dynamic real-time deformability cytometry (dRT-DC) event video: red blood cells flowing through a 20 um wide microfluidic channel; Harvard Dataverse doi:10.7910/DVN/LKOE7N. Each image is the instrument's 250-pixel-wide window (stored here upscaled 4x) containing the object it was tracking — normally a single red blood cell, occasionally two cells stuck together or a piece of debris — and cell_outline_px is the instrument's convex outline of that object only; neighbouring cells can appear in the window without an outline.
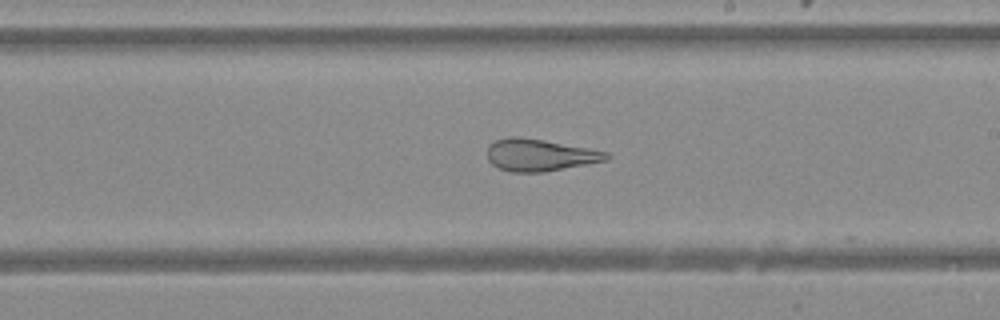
{"species": "Egyptian fruit bat (a non-hibernating species)", "species_latin": "Rousettus aegyptiacus", "temperature_condition": "warm", "stored_images_in_passage": 48, "camera_frame_rate_fps": 3000, "um_per_image_px": 0.085, "animal": {"sex": "female"}, "frame": {"image": 1, "passage_image": 28, "time_ms": 9.0, "image_size_px": [1000, 320], "cell_outline_px": [[612, 156], [608, 160], [544, 172], [508, 172], [492, 164], [488, 160], [488, 144], [496, 140], [508, 136], [520, 136], [544, 140], [588, 148], [608, 152]], "centroid_in_image_um": [45.88, 13.17], "position_along_channel_um": 243.1, "area_um2": 22.37}}
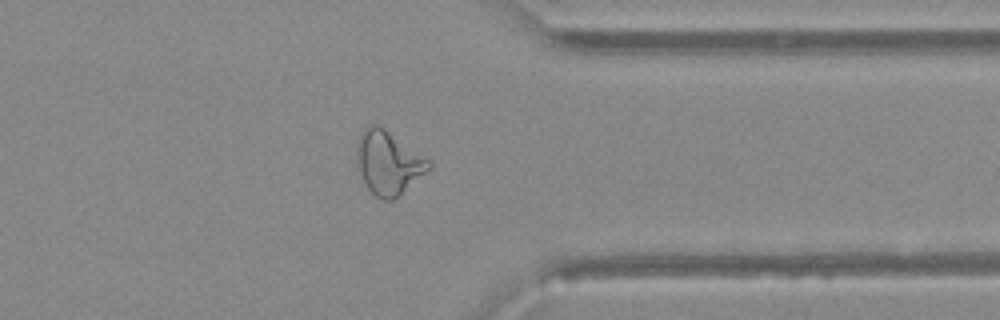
{"frame": {"image": 2, "passage_image": 38, "time_ms": 12.333, "image_size_px": [1000, 320], "cell_outline_px": [[432, 168], [392, 200], [384, 200], [376, 196], [368, 188], [356, 164], [356, 148], [360, 136], [364, 128], [372, 124], [376, 124], [384, 128], [432, 160]], "centroid_in_image_um": [33.03, 13.81], "position_along_channel_um": 378.4, "area_um2": 26.53}}
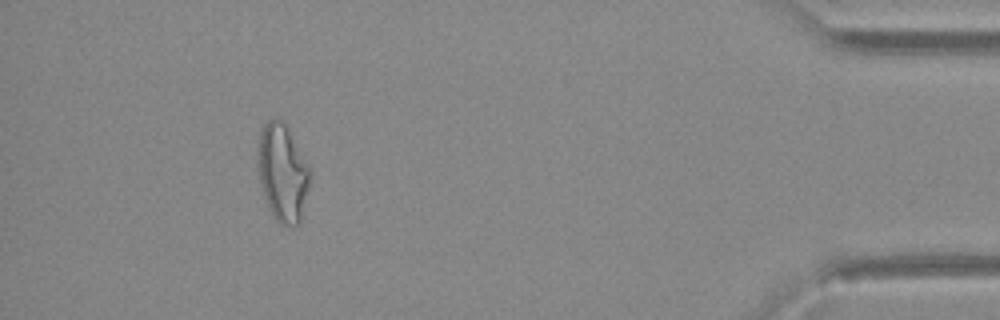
{"frame": {"image": 3, "passage_image": 44, "time_ms": 14.333, "image_size_px": [1000, 320], "cell_outline_px": [[308, 188], [300, 224], [292, 228], [280, 224], [276, 220], [268, 208], [260, 180], [260, 132], [264, 124], [268, 120], [280, 120], [284, 124], [308, 168]], "centroid_in_image_um": [24.02, 14.8], "position_along_channel_um": 411.2, "area_um2": 28.09}}